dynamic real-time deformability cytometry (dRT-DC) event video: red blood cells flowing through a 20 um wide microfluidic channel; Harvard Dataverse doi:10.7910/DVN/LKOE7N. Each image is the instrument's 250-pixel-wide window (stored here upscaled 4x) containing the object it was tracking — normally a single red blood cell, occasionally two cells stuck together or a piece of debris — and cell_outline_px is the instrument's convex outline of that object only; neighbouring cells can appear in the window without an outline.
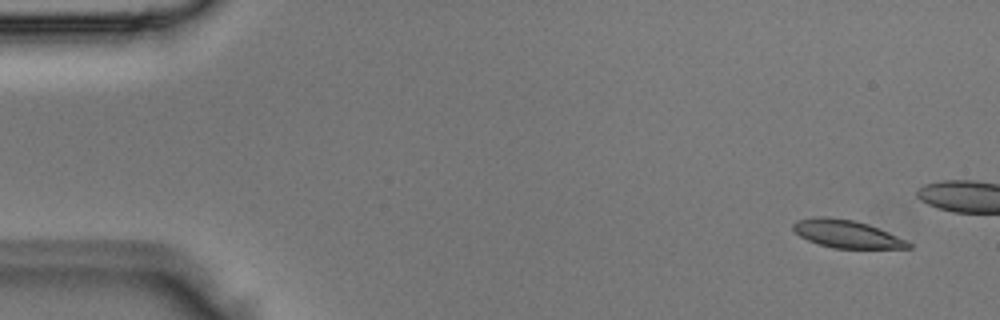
{"species": "Egyptian fruit bat (a non-hibernating species)", "species_latin": "Rousettus aegyptiacus", "temperature_condition": "room temperature", "stored_images_in_passage": 5, "segment_of_instrument_passage": [1, 2], "camera_frame_rate_fps": 3000, "um_per_image_px": 0.085, "animal": {"sex": "male"}, "frame": {"image": 1, "passage_image": 1, "time_ms": 0.0, "image_size_px": [1000, 320], "cell_outline_px": [[912, 248], [832, 248], [808, 240], [800, 236], [792, 228], [792, 224], [796, 220], [816, 216], [828, 216], [852, 220], [868, 224], [908, 240], [912, 244]], "centroid_in_image_um": [71.97, 19.87], "position_along_channel_um": 13.0, "area_um2": 18.67}}
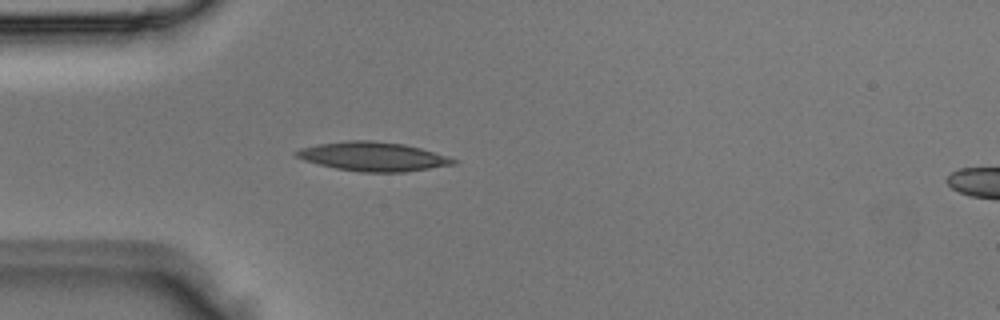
{"frame": {"image": 2, "passage_image": 4, "time_ms": 1.0, "image_size_px": [1000, 320], "cell_outline_px": [[460, 160], [456, 164], [404, 172], [360, 172], [336, 168], [304, 160], [296, 156], [292, 152], [300, 148], [320, 144], [348, 140], [372, 140], [404, 144], [420, 148]], "centroid_in_image_um": [31.72, 13.3], "position_along_channel_um": 53.3, "area_um2": 26.47}}